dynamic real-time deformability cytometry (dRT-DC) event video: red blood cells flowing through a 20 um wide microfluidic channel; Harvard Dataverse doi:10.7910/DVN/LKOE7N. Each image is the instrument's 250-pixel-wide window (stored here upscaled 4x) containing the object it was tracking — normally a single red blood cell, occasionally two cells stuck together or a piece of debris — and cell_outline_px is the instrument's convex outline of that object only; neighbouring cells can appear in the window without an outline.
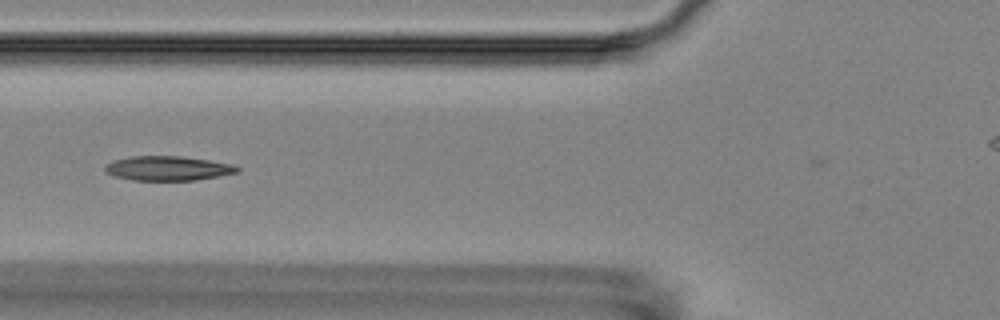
{"species": "Egyptian fruit bat (a non-hibernating species)", "species_latin": "Rousettus aegyptiacus", "temperature_condition": "room temperature", "stored_images_in_passage": 7, "camera_frame_rate_fps": 3000, "um_per_image_px": 0.085, "animal": {"sex": "female"}, "frame": {"image": 1, "passage_image": 4, "time_ms": 4.333, "image_size_px": [1000, 320], "cell_outline_px": [[240, 172], [220, 176], [196, 180], [132, 180], [112, 176], [104, 172], [104, 164], [112, 160], [132, 156], [180, 156], [236, 164], [240, 168]], "centroid_in_image_um": [14.26, 14.31], "position_along_channel_um": 111.5, "area_um2": 19.19}}
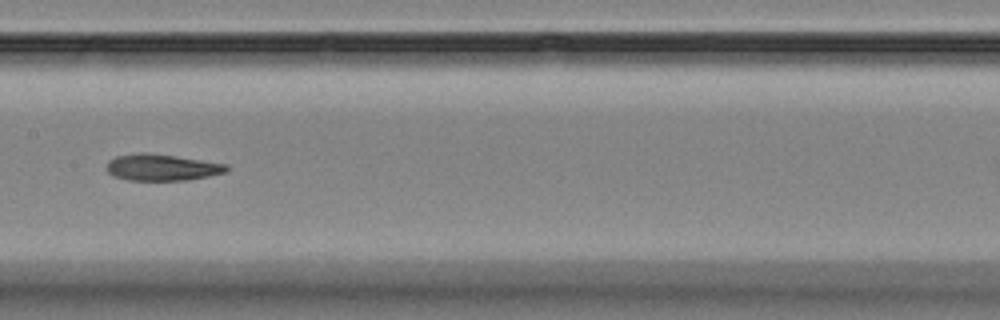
{"frame": {"image": 2, "passage_image": 6, "time_ms": 6.667, "image_size_px": [1000, 320], "cell_outline_px": [[228, 168], [224, 172], [208, 176], [188, 180], [128, 180], [112, 176], [108, 172], [108, 160], [116, 156], [140, 152], [144, 152], [176, 156], [228, 164]], "centroid_in_image_um": [13.74, 14.22], "position_along_channel_um": 193.7, "area_um2": 18.44}}
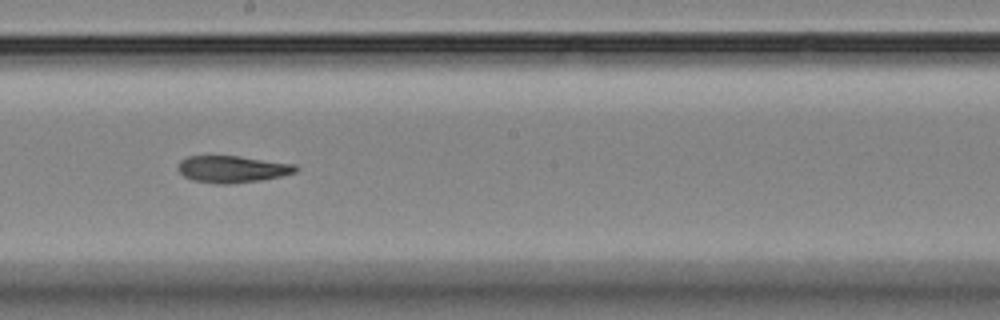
{"frame": {"image": 3, "passage_image": 7, "time_ms": 7.667, "image_size_px": [1000, 320], "cell_outline_px": [[300, 168], [296, 172], [280, 176], [260, 180], [232, 184], [216, 184], [192, 180], [184, 176], [176, 168], [180, 160], [188, 156], [236, 156], [296, 164]], "centroid_in_image_um": [19.73, 14.38], "position_along_channel_um": 228.5, "area_um2": 18.5}}